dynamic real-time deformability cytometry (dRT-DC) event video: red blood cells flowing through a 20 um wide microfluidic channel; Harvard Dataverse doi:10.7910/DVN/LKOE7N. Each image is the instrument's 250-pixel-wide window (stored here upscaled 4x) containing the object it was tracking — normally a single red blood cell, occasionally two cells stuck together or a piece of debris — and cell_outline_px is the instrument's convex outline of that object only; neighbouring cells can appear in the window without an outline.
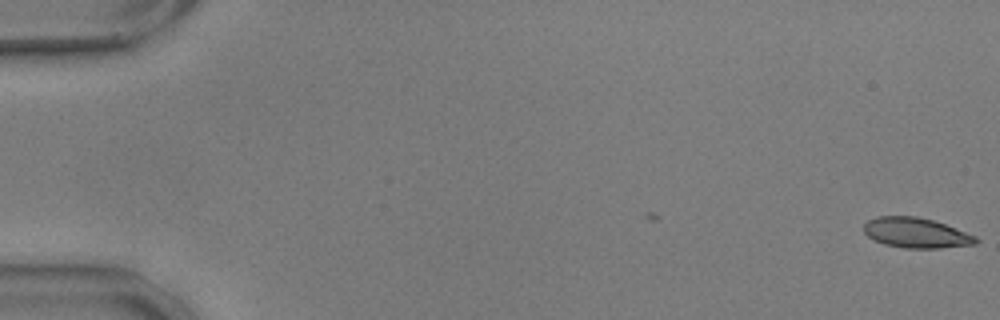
{"species": "common noctule bat (a hibernating species)", "species_latin": "Nyctalus noctula", "temperature_condition": "warm", "stored_images_in_passage": 3, "camera_frame_rate_fps": 3000, "um_per_image_px": 0.085, "animal": {"sex": "male", "body_mass_g": 17.9, "forearm_length_mm": 54.2}, "frame": {"image": 1, "passage_image": 3, "time_ms": 0.667, "image_size_px": [1000, 320], "cell_outline_px": [[980, 240], [976, 244], [940, 248], [904, 248], [884, 244], [872, 240], [864, 232], [864, 224], [868, 220], [876, 216], [916, 216], [932, 220], [944, 224], [976, 236]], "centroid_in_image_um": [77.85, 19.79], "position_along_channel_um": 7.2, "area_um2": 19.71}}